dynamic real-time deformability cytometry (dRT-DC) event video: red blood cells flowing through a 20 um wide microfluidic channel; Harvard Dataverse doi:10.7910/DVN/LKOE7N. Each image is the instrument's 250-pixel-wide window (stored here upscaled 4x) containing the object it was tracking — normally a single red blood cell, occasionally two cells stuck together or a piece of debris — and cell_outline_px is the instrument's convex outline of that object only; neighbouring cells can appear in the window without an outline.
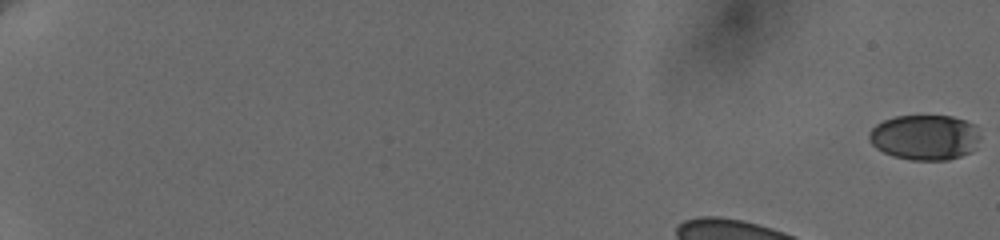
{"species": "human", "species_latin": "Homo sapiens", "temperature_condition": "cold", "stored_images_in_passage": 10, "camera_frame_rate_fps": 3000, "um_per_image_px": 0.085, "donor": {"sex": "female"}, "frame": {"image": 1, "passage_image": 1, "time_ms": 0.0, "image_size_px": [1000, 240], "cell_outline_px": [[980, 136], [972, 152], [948, 160], [912, 160], [892, 156], [876, 148], [868, 140], [868, 132], [876, 124], [884, 120], [896, 116], [952, 116], [976, 124]], "centroid_in_image_um": [78.61, 11.67], "position_along_channel_um": 6.4, "area_um2": 29.54}}
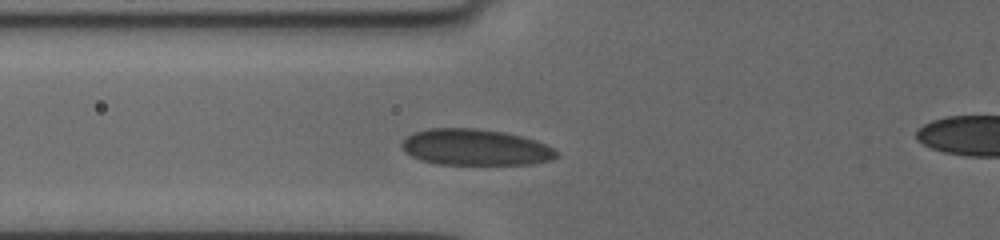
{"frame": {"image": 2, "passage_image": 7, "time_ms": 6.0, "image_size_px": [1000, 240], "cell_outline_px": [[560, 156], [552, 160], [532, 164], [436, 164], [420, 160], [404, 152], [400, 148], [400, 144], [412, 132], [428, 128], [476, 128], [504, 132], [524, 136], [536, 140], [560, 152]], "centroid_in_image_um": [40.4, 12.52], "position_along_channel_um": 85.4, "area_um2": 33.06}}
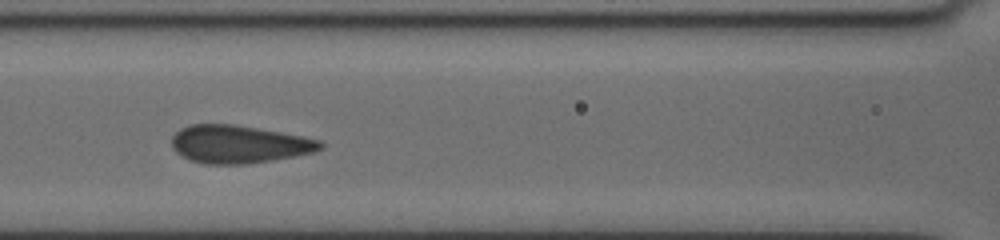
{"frame": {"image": 3, "passage_image": 9, "time_ms": 7.667, "image_size_px": [1000, 240], "cell_outline_px": [[324, 148], [312, 152], [272, 160], [248, 164], [204, 164], [188, 160], [176, 152], [172, 148], [172, 136], [180, 128], [192, 124], [232, 124], [280, 132], [320, 140], [324, 144]], "centroid_in_image_um": [20.26, 12.26], "position_along_channel_um": 146.3, "area_um2": 32.71}}